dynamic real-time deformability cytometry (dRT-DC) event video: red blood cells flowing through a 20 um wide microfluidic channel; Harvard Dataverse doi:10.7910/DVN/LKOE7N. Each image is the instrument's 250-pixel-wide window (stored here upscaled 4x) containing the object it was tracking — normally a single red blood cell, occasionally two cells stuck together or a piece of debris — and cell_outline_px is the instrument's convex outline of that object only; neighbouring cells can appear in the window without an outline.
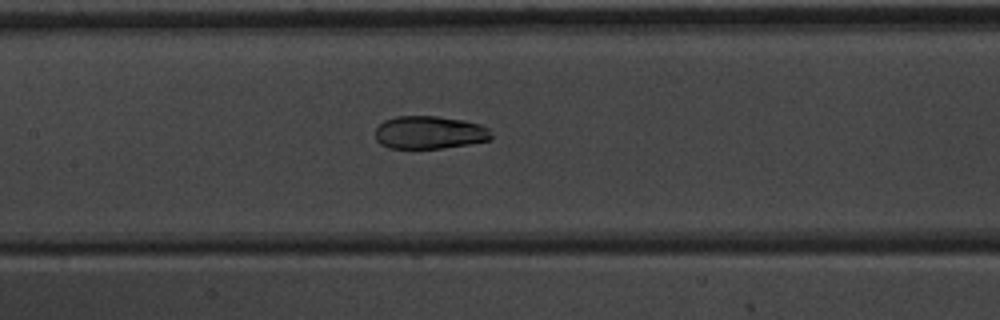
{"species": "common noctule bat (a hibernating species)", "species_latin": "Nyctalus noctula", "temperature_condition": "warm", "stored_images_in_passage": 53, "camera_frame_rate_fps": 3000, "um_per_image_px": 0.085, "animal": {"sex": "male", "body_mass_g": 20.1, "forearm_length_mm": 53.5}, "frame": {"image": 1, "passage_image": 26, "time_ms": 8.333, "image_size_px": [1000, 320], "cell_outline_px": [[492, 136], [488, 140], [468, 144], [444, 148], [388, 148], [380, 144], [376, 140], [376, 128], [384, 120], [396, 116], [436, 116], [464, 120], [480, 124], [488, 128]], "centroid_in_image_um": [36.49, 11.26], "position_along_channel_um": 170.9, "area_um2": 22.25}}
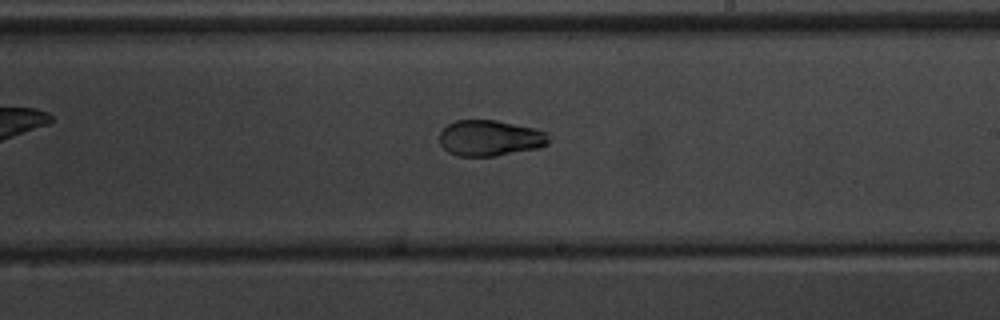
{"frame": {"image": 2, "passage_image": 32, "time_ms": 10.333, "image_size_px": [1000, 320], "cell_outline_px": [[552, 140], [548, 144], [540, 148], [496, 156], [456, 156], [448, 152], [440, 144], [440, 132], [448, 124], [456, 120], [496, 120], [536, 128], [548, 132]], "centroid_in_image_um": [41.71, 11.74], "position_along_channel_um": 247.3, "area_um2": 23.24}}
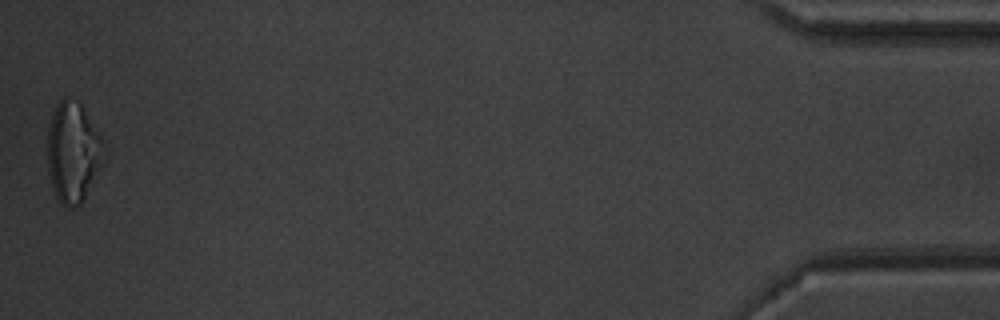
{"frame": {"image": 3, "passage_image": 53, "time_ms": 17.333, "image_size_px": [1000, 320], "cell_outline_px": [[104, 164], [80, 208], [64, 208], [60, 204], [56, 196], [48, 172], [48, 128], [52, 112], [60, 100], [64, 96], [80, 104], [100, 136], [104, 160]], "centroid_in_image_um": [6.2, 13.04], "position_along_channel_um": 429.0, "area_um2": 33.06}, "authors_computed_cell_mechanics": {"area_um2": 25.6632, "velocity_mm_per_s": 3.8398, "shape_relaxation_time_tau1_ms": 5.9178, "shape_relaxation_time_tau2_ms": 1.5604, "deformation_change_tau1": 0.188, "deformation_change_tau2": 0.0371}}